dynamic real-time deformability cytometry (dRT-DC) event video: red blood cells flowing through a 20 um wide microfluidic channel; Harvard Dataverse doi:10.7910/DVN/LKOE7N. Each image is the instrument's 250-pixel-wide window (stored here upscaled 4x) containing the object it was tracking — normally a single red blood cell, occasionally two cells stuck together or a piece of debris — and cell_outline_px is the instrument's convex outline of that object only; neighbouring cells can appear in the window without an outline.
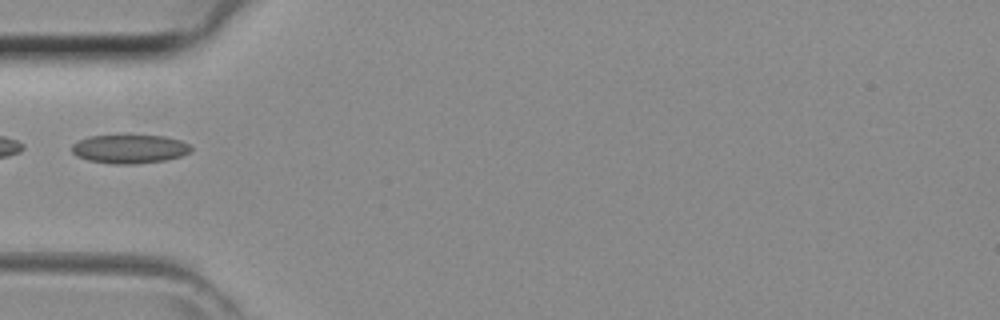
{"species": "common noctule bat (a hibernating species)", "species_latin": "Nyctalus noctula", "temperature_condition": "room temperature", "stored_images_in_passage": 29, "camera_frame_rate_fps": 3000, "um_per_image_px": 0.085, "animal": {"sex": "female", "body_mass_g": 29.2, "forearm_length_mm": 56.3}, "frame": {"image": 1, "passage_image": 1, "time_ms": 0.0, "image_size_px": [1000, 320], "cell_outline_px": [[192, 148], [188, 152], [180, 156], [164, 160], [136, 164], [112, 164], [88, 160], [76, 156], [72, 152], [72, 144], [88, 136], [164, 136], [180, 140], [188, 144]], "centroid_in_image_um": [10.98, 12.67], "position_along_channel_um": 74.0, "area_um2": 19.71}}